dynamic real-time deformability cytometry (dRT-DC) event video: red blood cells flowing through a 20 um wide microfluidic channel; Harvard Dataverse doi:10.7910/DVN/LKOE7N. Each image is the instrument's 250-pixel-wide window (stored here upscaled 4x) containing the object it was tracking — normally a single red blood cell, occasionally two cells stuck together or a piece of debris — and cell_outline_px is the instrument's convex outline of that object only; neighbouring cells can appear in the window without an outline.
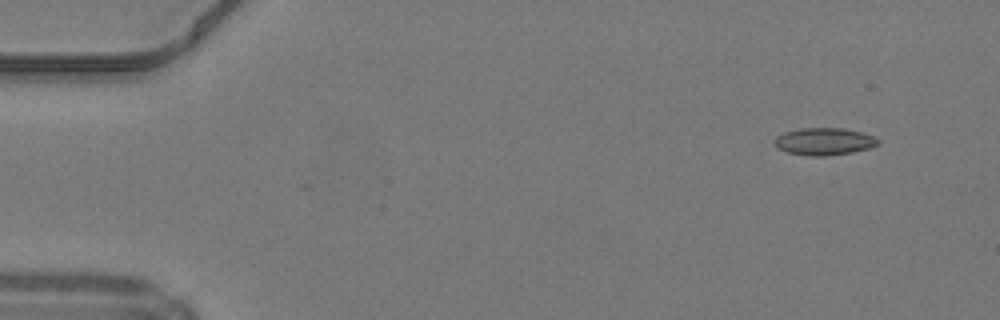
{"species": "common noctule bat (a hibernating species)", "species_latin": "Nyctalus noctula", "temperature_condition": "warm", "stored_images_in_passage": 48, "camera_frame_rate_fps": 3000, "um_per_image_px": 0.085, "animal": {"sex": "male", "body_mass_g": 19.2, "forearm_length_mm": 51.8}, "frame": {"image": 1, "passage_image": 1, "time_ms": 0.0, "image_size_px": [1000, 320], "cell_outline_px": [[880, 144], [868, 148], [852, 152], [824, 156], [812, 156], [788, 152], [776, 148], [776, 136], [784, 132], [800, 128], [844, 128], [860, 132], [872, 136], [880, 140]], "centroid_in_image_um": [70.06, 12.02], "position_along_channel_um": 14.9, "area_um2": 16.3}}
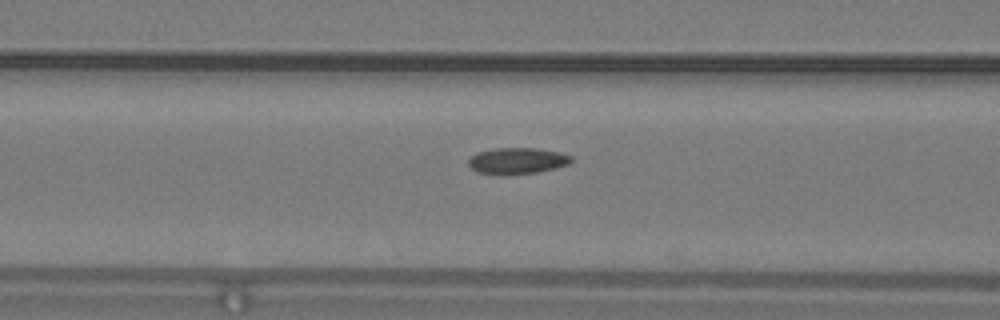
{"frame": {"image": 2, "passage_image": 19, "time_ms": 6.0, "image_size_px": [1000, 320], "cell_outline_px": [[572, 160], [568, 164], [556, 168], [536, 172], [476, 172], [468, 164], [468, 160], [476, 152], [496, 148], [536, 148], [560, 152], [572, 156]], "centroid_in_image_um": [44.0, 13.62], "position_along_channel_um": 122.6, "area_um2": 15.09}}
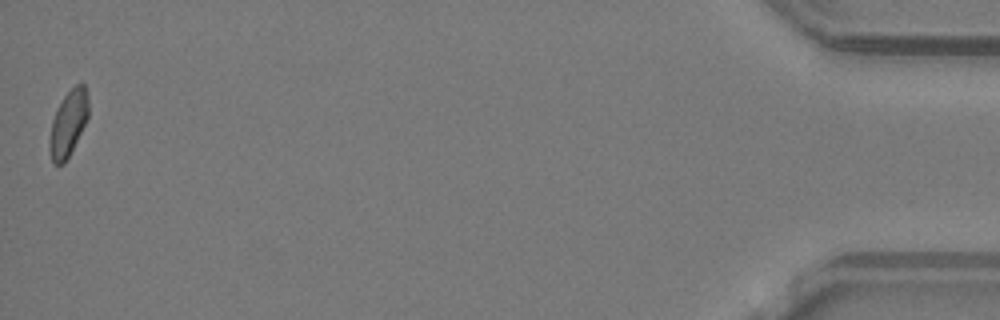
{"frame": {"image": 3, "passage_image": 48, "time_ms": 15.667, "image_size_px": [1000, 320], "cell_outline_px": [[88, 116], [64, 164], [52, 164], [48, 144], [52, 120], [64, 96], [80, 80], [84, 84], [88, 96]], "centroid_in_image_um": [5.79, 10.47], "position_along_channel_um": 429.4, "area_um2": 14.62}, "authors_computed_cell_mechanics": {"area_um2": 15.7794, "velocity_mm_per_s": 4.1925, "shape_relaxation_time_tau1_ms": null, "shape_relaxation_time_tau2_ms": 2.5923, "deformation_change_tau1": null, "deformation_change_tau2": 0.0899}}